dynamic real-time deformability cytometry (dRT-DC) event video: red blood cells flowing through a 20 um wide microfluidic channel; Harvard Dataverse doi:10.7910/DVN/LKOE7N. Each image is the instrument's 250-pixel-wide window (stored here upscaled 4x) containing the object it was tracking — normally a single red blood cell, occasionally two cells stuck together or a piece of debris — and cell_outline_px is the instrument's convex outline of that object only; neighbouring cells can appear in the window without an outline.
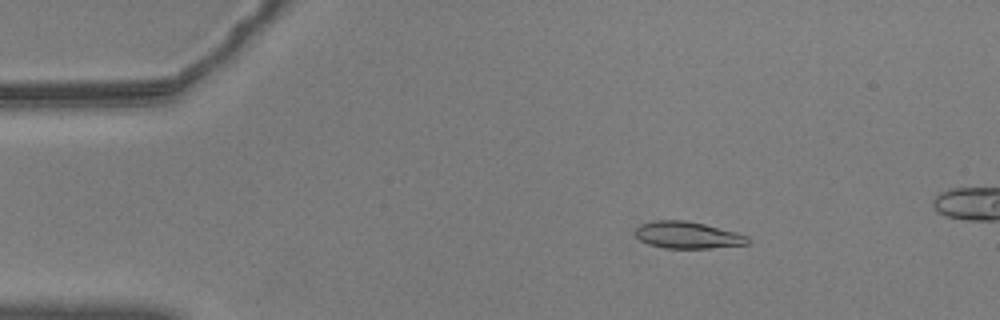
{"species": "common noctule bat (a hibernating species)", "species_latin": "Nyctalus noctula", "temperature_condition": "warm", "stored_images_in_passage": 55, "camera_frame_rate_fps": 3000, "um_per_image_px": 0.085, "animal": {"sex": "male", "body_mass_g": 20.5, "forearm_length_mm": 52.5}, "frame": {"image": 1, "passage_image": 10, "time_ms": 3.0, "image_size_px": [1000, 320], "cell_outline_px": [[752, 240], [748, 244], [708, 248], [664, 248], [648, 244], [640, 240], [636, 236], [636, 228], [640, 224], [656, 220], [684, 220], [704, 224], [736, 232], [748, 236]], "centroid_in_image_um": [58.45, 19.98], "position_along_channel_um": 26.5, "area_um2": 17.57}}
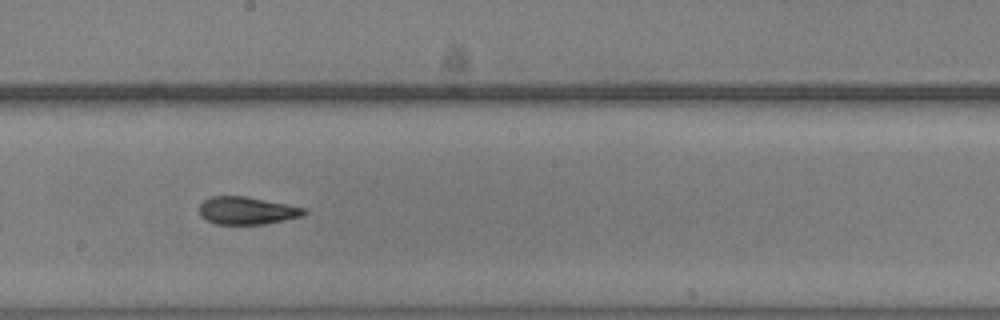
{"frame": {"image": 2, "passage_image": 32, "time_ms": 10.333, "image_size_px": [1000, 320], "cell_outline_px": [[308, 212], [304, 216], [264, 224], [216, 224], [200, 216], [200, 204], [204, 200], [212, 196], [248, 196], [308, 208]], "centroid_in_image_um": [21.05, 17.89], "position_along_channel_um": 227.2, "area_um2": 17.05}}
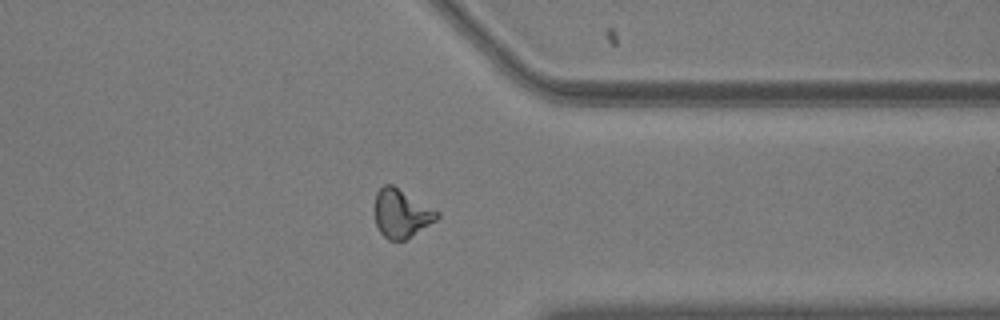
{"frame": {"image": 3, "passage_image": 45, "time_ms": 14.667, "image_size_px": [1000, 320], "cell_outline_px": [[440, 216], [436, 220], [404, 240], [388, 240], [380, 232], [376, 224], [376, 192], [384, 184], [392, 184], [440, 212]], "centroid_in_image_um": [34.12, 18.13], "position_along_channel_um": 377.3, "area_um2": 17.28}}